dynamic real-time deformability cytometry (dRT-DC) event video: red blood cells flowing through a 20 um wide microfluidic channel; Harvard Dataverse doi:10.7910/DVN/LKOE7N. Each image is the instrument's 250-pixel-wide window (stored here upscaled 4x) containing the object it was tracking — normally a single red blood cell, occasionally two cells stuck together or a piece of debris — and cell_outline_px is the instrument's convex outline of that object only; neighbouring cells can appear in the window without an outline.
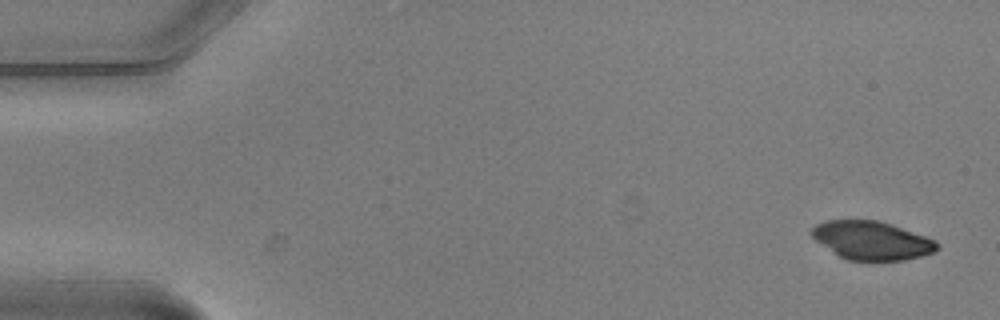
{"species": "common noctule bat (a hibernating species)", "species_latin": "Nyctalus noctula", "temperature_condition": "warm", "stored_images_in_passage": 5, "segment_of_instrument_passage": [1, 2], "camera_frame_rate_fps": 3000, "um_per_image_px": 0.085, "animal": {"sex": "male", "body_mass_g": 20.5, "forearm_length_mm": 52.5}, "frame": {"image": 1, "passage_image": 1, "time_ms": 0.0, "image_size_px": [1000, 320], "cell_outline_px": [[940, 248], [936, 252], [904, 260], [848, 260], [840, 256], [816, 240], [812, 236], [812, 228], [816, 224], [824, 220], [876, 220], [892, 224], [936, 240], [940, 244]], "centroid_in_image_um": [74.15, 20.43], "position_along_channel_um": 10.9, "area_um2": 27.98}}
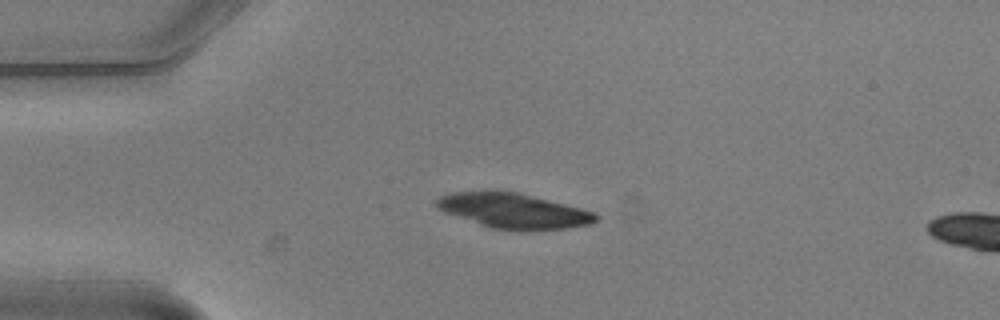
{"frame": {"image": 2, "passage_image": 4, "time_ms": 1.0, "image_size_px": [1000, 320], "cell_outline_px": [[600, 220], [592, 224], [564, 228], [492, 228], [444, 212], [436, 208], [436, 200], [440, 196], [452, 192], [484, 188], [496, 188], [520, 192], [596, 212], [600, 216]], "centroid_in_image_um": [43.62, 17.83], "position_along_channel_um": 41.4, "area_um2": 32.77}}